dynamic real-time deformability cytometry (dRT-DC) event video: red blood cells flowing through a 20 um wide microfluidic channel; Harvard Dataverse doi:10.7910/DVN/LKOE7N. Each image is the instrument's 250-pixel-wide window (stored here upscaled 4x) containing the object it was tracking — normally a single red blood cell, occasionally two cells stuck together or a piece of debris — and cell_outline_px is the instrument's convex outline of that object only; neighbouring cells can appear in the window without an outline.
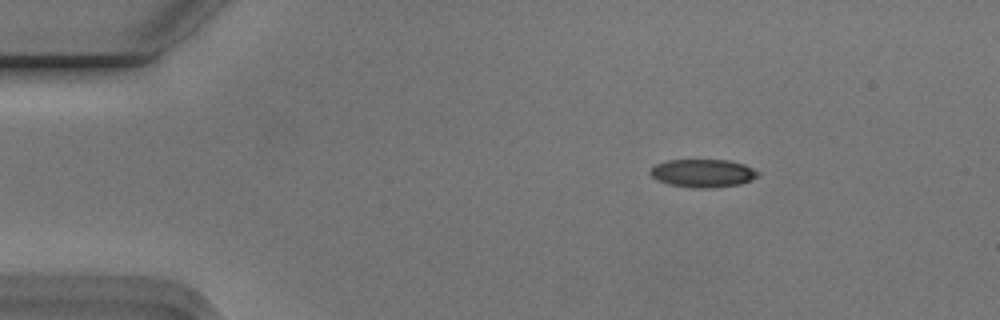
{"species": "Egyptian fruit bat (a non-hibernating species)", "species_latin": "Rousettus aegyptiacus", "temperature_condition": "cold", "stored_images_in_passage": 3, "camera_frame_rate_fps": 3000, "um_per_image_px": 0.085, "animal": {"sex": "male"}, "frame": {"image": 1, "passage_image": 1, "time_ms": 0.0, "image_size_px": [1000, 320], "cell_outline_px": [[760, 176], [740, 184], [712, 188], [692, 188], [668, 184], [656, 180], [648, 172], [656, 164], [664, 160], [728, 160], [744, 164], [760, 172]], "centroid_in_image_um": [59.74, 14.72], "position_along_channel_um": 25.3, "area_um2": 17.8}}